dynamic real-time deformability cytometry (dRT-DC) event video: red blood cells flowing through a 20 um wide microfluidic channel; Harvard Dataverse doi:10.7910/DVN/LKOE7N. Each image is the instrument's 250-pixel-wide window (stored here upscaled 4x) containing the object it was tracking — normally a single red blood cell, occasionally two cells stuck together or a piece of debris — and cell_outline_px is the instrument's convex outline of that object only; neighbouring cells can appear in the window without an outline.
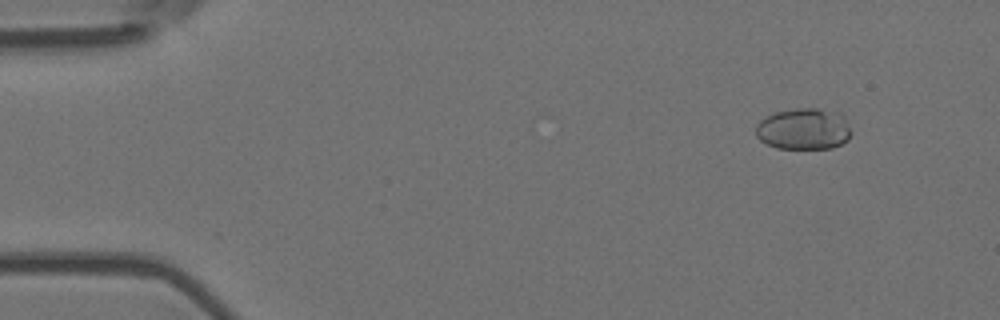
{"species": "Egyptian fruit bat (a non-hibernating species)", "species_latin": "Rousettus aegyptiacus", "temperature_condition": "room temperature", "stored_images_in_passage": 56, "camera_frame_rate_fps": 3000, "um_per_image_px": 0.085, "animal": {"sex": "female"}, "frame": {"image": 1, "passage_image": 6, "time_ms": 1.667, "image_size_px": [1000, 320], "cell_outline_px": [[852, 132], [848, 140], [832, 148], [776, 148], [760, 140], [756, 136], [756, 124], [760, 120], [776, 112], [792, 108], [816, 108], [832, 112], [844, 116]], "centroid_in_image_um": [68.31, 10.96], "position_along_channel_um": 16.7, "area_um2": 22.95}}
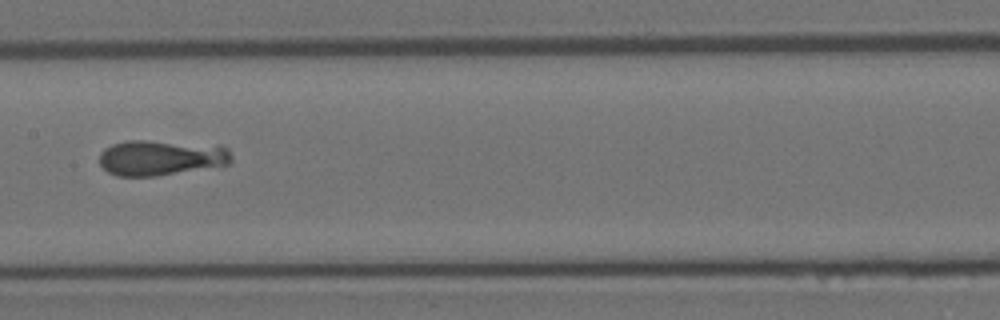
{"frame": {"image": 2, "passage_image": 29, "time_ms": 9.333, "image_size_px": [1000, 320], "cell_outline_px": [[232, 160], [228, 164], [156, 176], [116, 176], [108, 172], [100, 164], [100, 152], [104, 148], [112, 144], [128, 140], [148, 140], [220, 144], [228, 148], [232, 156]], "centroid_in_image_um": [13.7, 13.38], "position_along_channel_um": 193.7, "area_um2": 27.63}}
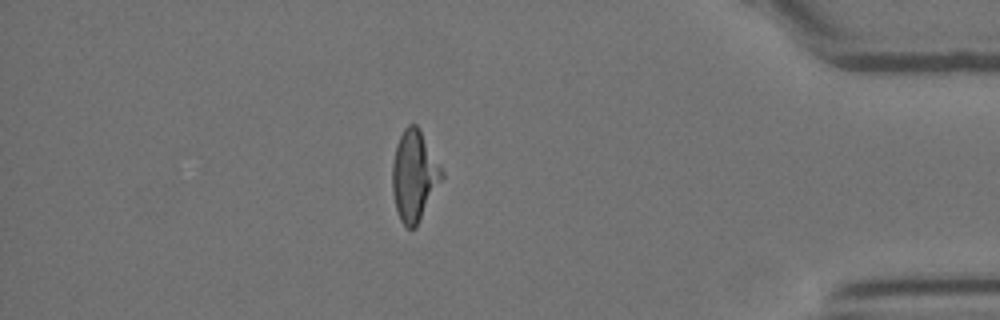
{"frame": {"image": 3, "passage_image": 49, "time_ms": 16.0, "image_size_px": [1000, 320], "cell_outline_px": [[444, 176], [416, 228], [408, 228], [400, 220], [396, 208], [392, 192], [392, 164], [396, 144], [404, 128], [408, 124], [416, 124], [420, 128], [444, 172]], "centroid_in_image_um": [35.21, 14.92], "position_along_channel_um": 400.0, "area_um2": 26.18}}